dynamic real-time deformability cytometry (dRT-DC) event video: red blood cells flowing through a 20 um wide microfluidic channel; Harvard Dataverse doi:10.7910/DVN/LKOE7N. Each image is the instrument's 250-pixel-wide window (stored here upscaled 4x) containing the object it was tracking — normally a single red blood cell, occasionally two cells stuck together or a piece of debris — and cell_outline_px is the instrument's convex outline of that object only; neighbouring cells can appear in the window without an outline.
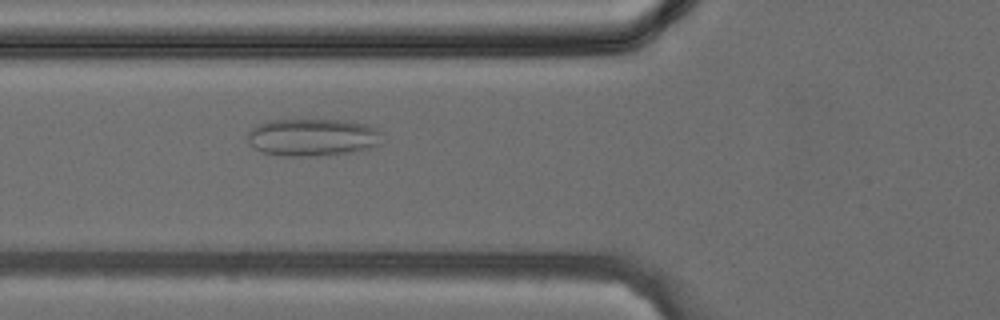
{"species": "common noctule bat (a hibernating species)", "species_latin": "Nyctalus noctula", "temperature_condition": "cold", "stored_images_in_passage": 30, "camera_frame_rate_fps": 3000, "um_per_image_px": 0.085, "animal": {"sex": "female", "body_mass_g": 24.6, "forearm_length_mm": 56.2}, "frame": {"image": 1, "passage_image": 5, "time_ms": 1.333, "image_size_px": [1000, 320], "cell_outline_px": [[384, 132], [376, 144], [368, 148], [352, 152], [320, 156], [280, 156], [264, 152], [256, 148], [248, 140], [248, 132], [252, 128], [268, 120], [348, 120], [368, 124]], "centroid_in_image_um": [26.6, 11.66], "position_along_channel_um": 99.2, "area_um2": 29.36}}
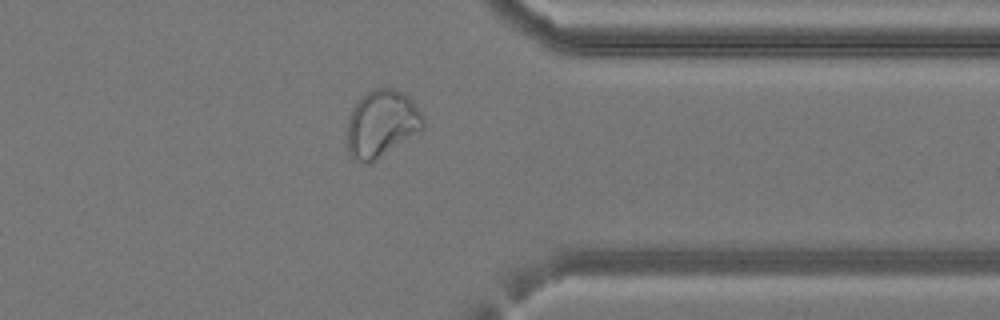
{"frame": {"image": 2, "passage_image": 22, "time_ms": 7.0, "image_size_px": [1000, 320], "cell_outline_px": [[424, 128], [372, 164], [368, 164], [352, 156], [348, 152], [348, 116], [356, 104], [368, 92], [376, 88], [396, 88], [408, 96], [412, 100], [424, 116]], "centroid_in_image_um": [32.47, 10.52], "position_along_channel_um": 378.9, "area_um2": 29.59}}